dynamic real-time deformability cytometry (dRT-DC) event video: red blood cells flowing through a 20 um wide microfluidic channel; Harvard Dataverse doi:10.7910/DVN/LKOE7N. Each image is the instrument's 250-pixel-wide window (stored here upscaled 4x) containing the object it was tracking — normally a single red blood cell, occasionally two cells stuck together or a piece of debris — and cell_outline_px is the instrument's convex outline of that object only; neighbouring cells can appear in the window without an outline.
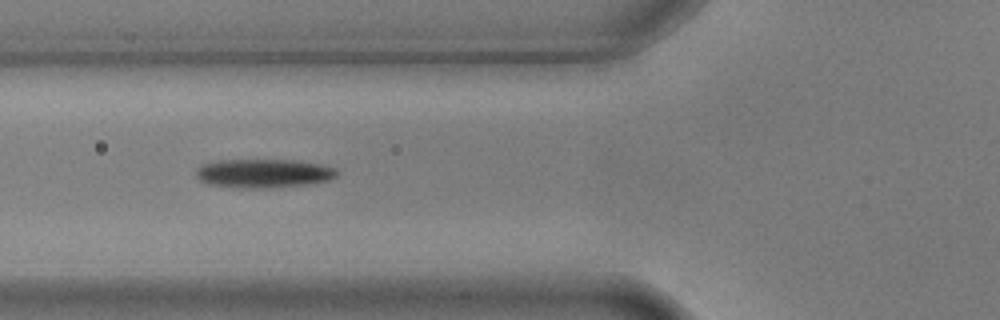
{"species": "common noctule bat (a hibernating species)", "species_latin": "Nyctalus noctula", "temperature_condition": "warm", "stored_images_in_passage": 8, "camera_frame_rate_fps": 3000, "um_per_image_px": 0.085, "animal": {"sex": "male", "body_mass_g": 17.9, "forearm_length_mm": 54.2}, "frame": {"image": 1, "passage_image": 4, "time_ms": 1.0, "image_size_px": [1000, 320], "cell_outline_px": [[336, 176], [328, 180], [304, 184], [260, 188], [244, 188], [208, 184], [200, 180], [196, 176], [196, 168], [204, 164], [220, 160], [296, 160], [320, 164], [336, 168]], "centroid_in_image_um": [22.37, 14.72], "position_along_channel_um": 103.4, "area_um2": 23.29}}
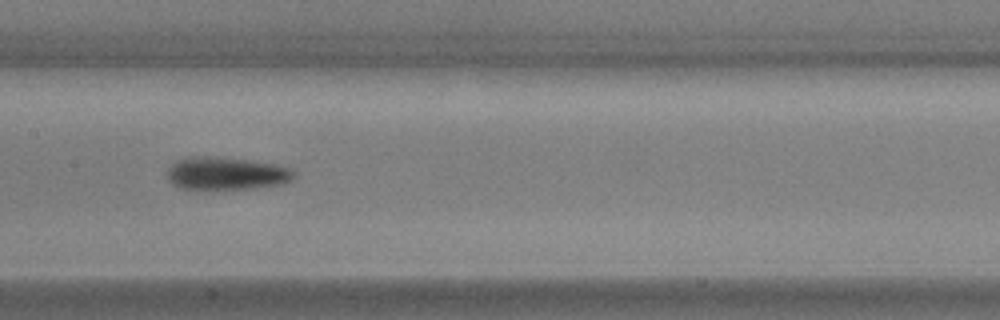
{"frame": {"image": 2, "passage_image": 6, "time_ms": 1.667, "image_size_px": [1000, 320], "cell_outline_px": [[292, 180], [280, 184], [256, 188], [180, 188], [172, 184], [168, 180], [168, 168], [176, 160], [192, 156], [220, 156], [276, 164], [288, 168], [292, 172]], "centroid_in_image_um": [19.18, 14.72], "position_along_channel_um": 188.2, "area_um2": 23.93}}
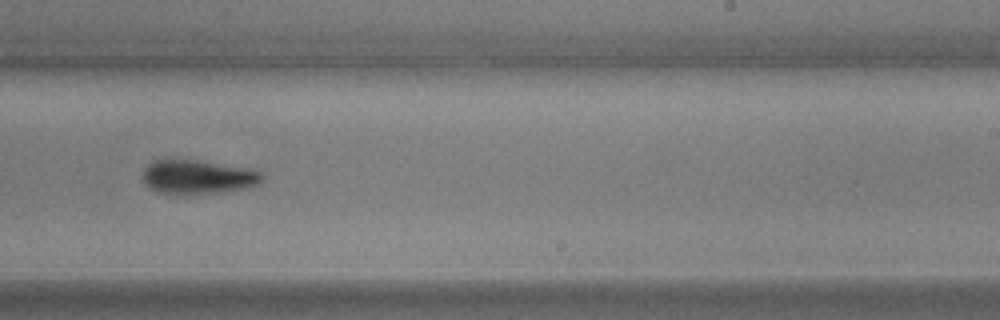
{"frame": {"image": 3, "passage_image": 8, "time_ms": 2.333, "image_size_px": [1000, 320], "cell_outline_px": [[264, 180], [248, 188], [224, 192], [184, 196], [156, 192], [148, 188], [144, 184], [144, 168], [152, 160], [164, 156], [196, 160], [240, 168], [260, 172], [264, 176]], "centroid_in_image_um": [16.69, 15.05], "position_along_channel_um": 272.3, "area_um2": 24.45}}